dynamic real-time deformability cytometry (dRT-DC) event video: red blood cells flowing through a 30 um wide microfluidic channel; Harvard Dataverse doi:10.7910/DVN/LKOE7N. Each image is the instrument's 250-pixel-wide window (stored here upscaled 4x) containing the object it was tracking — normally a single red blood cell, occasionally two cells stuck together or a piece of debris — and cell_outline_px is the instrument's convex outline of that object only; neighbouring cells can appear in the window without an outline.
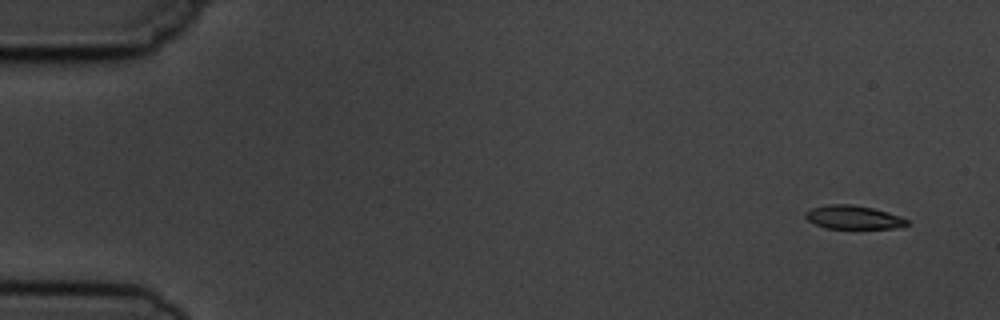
{"species": "common noctule bat (a hibernating species)", "species_latin": "Nyctalus noctula", "temperature_condition": "cold", "stored_images_in_passage": 4, "camera_frame_rate_fps": 3000, "um_per_image_px": 0.085, "animal": {"sex": "male", "body_mass_g": 19.5, "forearm_length_mm": 54.6}, "frame": {"image": 1, "passage_image": 1, "time_ms": 0.0, "image_size_px": [1000, 320], "cell_outline_px": [[908, 224], [892, 228], [824, 228], [808, 220], [804, 216], [804, 212], [812, 208], [828, 204], [852, 204], [872, 208], [888, 212], [900, 216], [908, 220]], "centroid_in_image_um": [72.49, 18.46], "position_along_channel_um": 12.5, "area_um2": 13.81}}
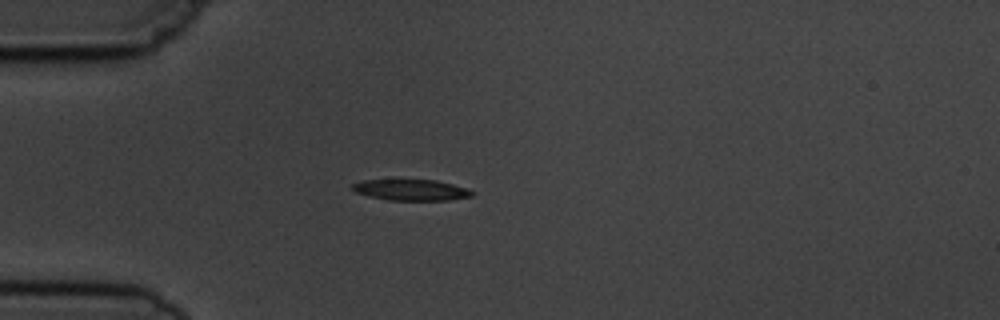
{"frame": {"image": 2, "passage_image": 4, "time_ms": 4.0, "image_size_px": [1000, 320], "cell_outline_px": [[476, 192], [472, 196], [448, 200], [388, 200], [368, 196], [356, 192], [352, 188], [352, 184], [364, 180], [436, 180], [452, 184]], "centroid_in_image_um": [34.95, 16.15], "position_along_channel_um": 50.1, "area_um2": 14.51}}